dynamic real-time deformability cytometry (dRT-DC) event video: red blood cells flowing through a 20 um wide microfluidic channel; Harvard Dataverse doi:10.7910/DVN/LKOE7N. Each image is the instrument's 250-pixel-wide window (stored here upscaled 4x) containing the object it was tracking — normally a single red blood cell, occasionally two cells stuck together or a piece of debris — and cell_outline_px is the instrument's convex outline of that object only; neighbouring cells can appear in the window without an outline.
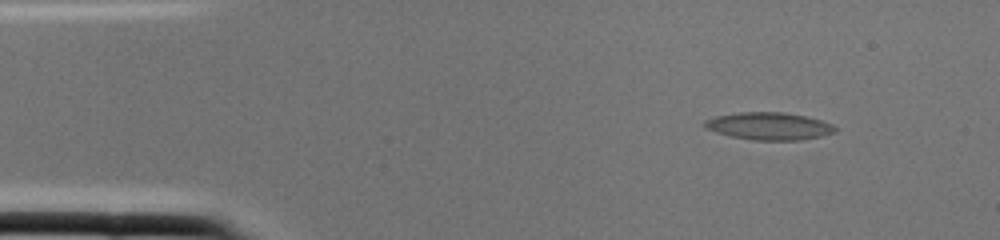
{"species": "common noctule bat (a hibernating species)", "species_latin": "Nyctalus noctula", "temperature_condition": "cold", "stored_images_in_passage": 1, "camera_frame_rate_fps": 3000, "um_per_image_px": 0.085, "animal": {"sex": "female", "body_mass_g": 22.0, "forearm_length_mm": 56.7}, "frame": {"image": 1, "passage_image": 1, "time_ms": 0.0, "image_size_px": [1000, 240], "cell_outline_px": [[836, 132], [824, 136], [800, 140], [752, 140], [732, 136], [716, 132], [704, 128], [704, 120], [716, 116], [740, 112], [784, 112], [804, 116], [820, 120], [832, 124], [836, 128]], "centroid_in_image_um": [65.37, 10.72], "position_along_channel_um": 19.6, "area_um2": 20.87}}